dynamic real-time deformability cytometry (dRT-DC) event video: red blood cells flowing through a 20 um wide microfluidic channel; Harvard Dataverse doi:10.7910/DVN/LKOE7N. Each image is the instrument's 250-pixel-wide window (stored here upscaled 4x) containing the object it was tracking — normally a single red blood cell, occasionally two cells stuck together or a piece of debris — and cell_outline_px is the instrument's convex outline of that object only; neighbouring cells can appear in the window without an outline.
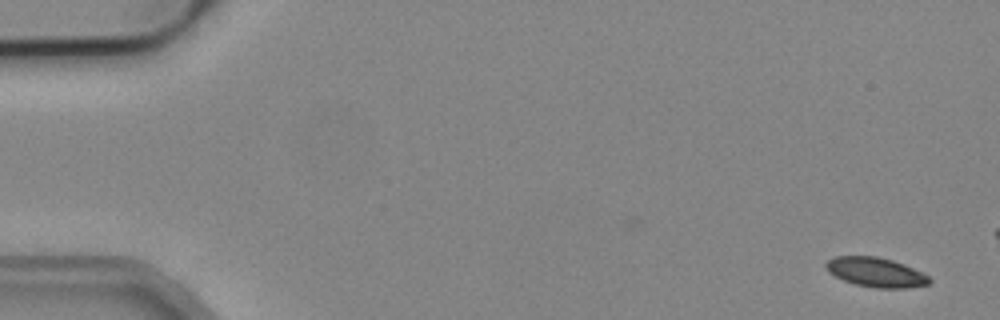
{"species": "common noctule bat (a hibernating species)", "species_latin": "Nyctalus noctula", "temperature_condition": "cold", "stored_images_in_passage": 5, "camera_frame_rate_fps": 3000, "um_per_image_px": 0.085, "animal": {"sex": "male", "body_mass_g": 19.2, "forearm_length_mm": 51.8}, "frame": {"image": 1, "passage_image": 1, "time_ms": 0.0, "image_size_px": [1000, 320], "cell_outline_px": [[932, 280], [928, 284], [908, 288], [876, 288], [856, 284], [844, 280], [828, 272], [824, 264], [832, 256], [876, 256], [892, 260], [904, 264], [928, 276]], "centroid_in_image_um": [74.42, 23.13], "position_along_channel_um": 10.6, "area_um2": 17.69}}